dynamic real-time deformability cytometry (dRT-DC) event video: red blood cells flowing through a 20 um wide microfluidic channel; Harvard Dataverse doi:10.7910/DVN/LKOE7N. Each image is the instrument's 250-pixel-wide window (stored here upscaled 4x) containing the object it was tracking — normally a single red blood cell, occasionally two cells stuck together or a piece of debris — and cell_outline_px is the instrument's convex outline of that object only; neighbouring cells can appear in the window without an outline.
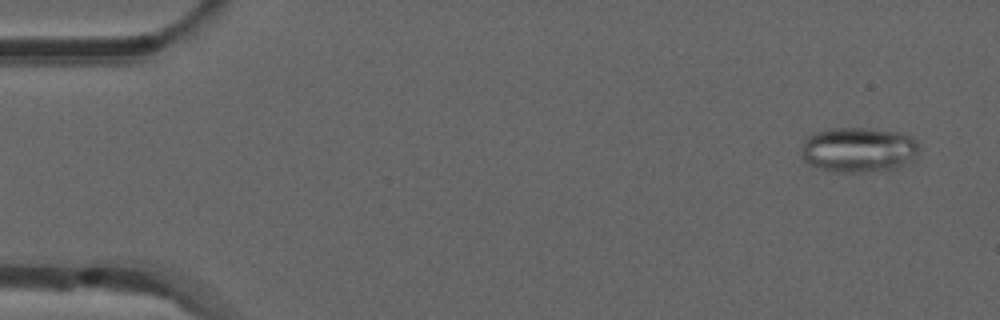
{"species": "common noctule bat (a hibernating species)", "species_latin": "Nyctalus noctula", "temperature_condition": "room temperature", "stored_images_in_passage": 52, "camera_frame_rate_fps": 3000, "um_per_image_px": 0.085, "animal": {"sex": "male", "forearm_length_mm": 52.5}, "frame": {"image": 1, "passage_image": 3, "time_ms": 0.667, "image_size_px": [1000, 320], "cell_outline_px": [[916, 152], [912, 160], [896, 168], [856, 172], [844, 172], [820, 168], [804, 160], [800, 156], [800, 148], [804, 140], [808, 136], [816, 132], [828, 128], [864, 128], [900, 132], [912, 136], [916, 140]], "centroid_in_image_um": [72.93, 12.7], "position_along_channel_um": 12.1, "area_um2": 30.63}}
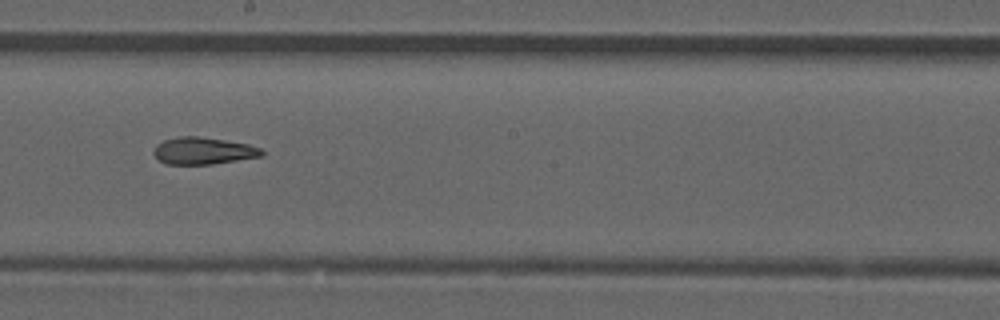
{"frame": {"image": 2, "passage_image": 29, "time_ms": 9.333, "image_size_px": [1000, 320], "cell_outline_px": [[264, 156], [212, 164], [168, 164], [160, 160], [152, 152], [156, 144], [164, 140], [180, 136], [196, 136], [224, 140], [248, 144], [260, 148], [264, 152]], "centroid_in_image_um": [17.28, 12.82], "position_along_channel_um": 230.9, "area_um2": 16.94}}
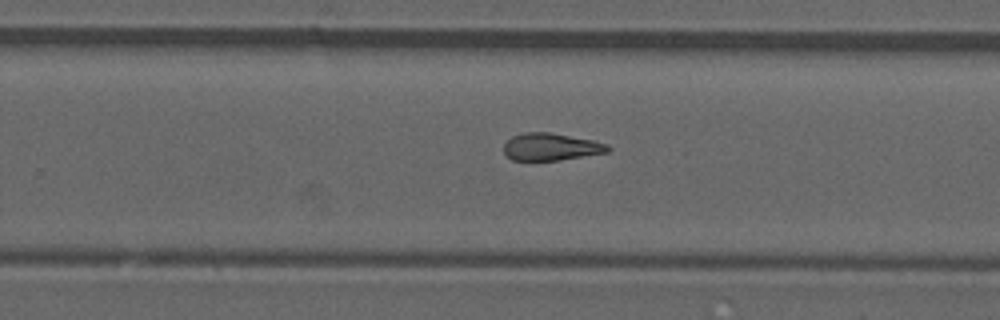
{"frame": {"image": 3, "passage_image": 33, "time_ms": 10.667, "image_size_px": [1000, 320], "cell_outline_px": [[612, 148], [608, 152], [560, 160], [512, 160], [504, 152], [504, 144], [512, 136], [524, 132], [552, 132], [592, 140], [608, 144]], "centroid_in_image_um": [46.85, 12.47], "position_along_channel_um": 283.0, "area_um2": 16.59}, "authors_computed_cell_mechanics": {"area_um2": 17.5423, "velocity_mm_per_s": 3.9355, "shape_relaxation_time_tau1_ms": null, "shape_relaxation_time_tau2_ms": 5.6865, "deformation_change_tau1": null, "deformation_change_tau2": 0.1751}}